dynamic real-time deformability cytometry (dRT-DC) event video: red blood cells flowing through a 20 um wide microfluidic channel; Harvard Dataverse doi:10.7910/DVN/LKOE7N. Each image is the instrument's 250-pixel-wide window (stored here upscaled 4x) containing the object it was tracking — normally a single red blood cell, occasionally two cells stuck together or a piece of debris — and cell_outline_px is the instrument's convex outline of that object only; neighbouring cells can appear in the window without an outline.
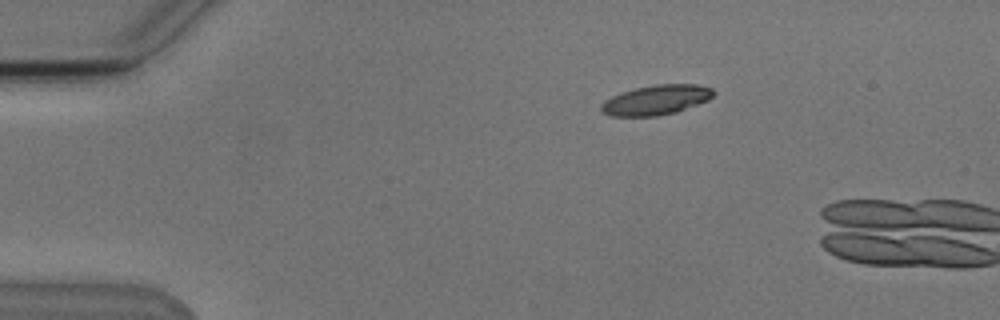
{"species": "Egyptian fruit bat (a non-hibernating species)", "species_latin": "Rousettus aegyptiacus", "temperature_condition": "cold", "stored_images_in_passage": 3, "camera_frame_rate_fps": 3000, "um_per_image_px": 0.085, "animal": {"sex": "male"}, "frame": {"image": 1, "passage_image": 1, "time_ms": 0.0, "image_size_px": [1000, 320], "cell_outline_px": [[716, 92], [708, 100], [676, 112], [656, 116], [612, 116], [600, 112], [600, 104], [604, 100], [612, 96], [636, 88], [656, 84], [696, 84], [712, 88]], "centroid_in_image_um": [55.76, 8.5], "position_along_channel_um": 29.2, "area_um2": 19.48}}